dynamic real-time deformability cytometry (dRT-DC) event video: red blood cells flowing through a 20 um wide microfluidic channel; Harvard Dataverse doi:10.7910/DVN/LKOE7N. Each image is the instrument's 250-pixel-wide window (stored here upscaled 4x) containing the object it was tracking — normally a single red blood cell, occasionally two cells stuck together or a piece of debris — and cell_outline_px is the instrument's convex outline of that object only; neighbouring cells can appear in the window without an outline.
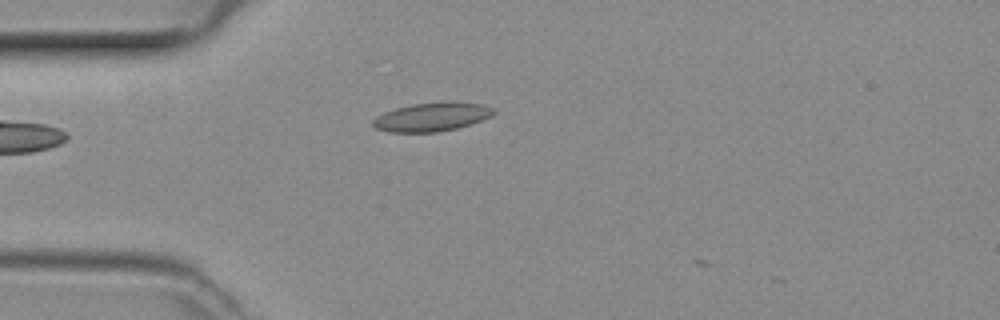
{"species": "common noctule bat (a hibernating species)", "species_latin": "Nyctalus noctula", "temperature_condition": "room temperature", "stored_images_in_passage": 7, "camera_frame_rate_fps": 3000, "um_per_image_px": 0.085, "animal": {"sex": "female", "body_mass_g": 29.2, "forearm_length_mm": 56.3}, "frame": {"image": 1, "passage_image": 6, "time_ms": 1.667, "image_size_px": [1000, 320], "cell_outline_px": [[496, 112], [492, 116], [456, 128], [436, 132], [388, 132], [376, 128], [372, 124], [372, 120], [376, 116], [384, 112], [396, 108], [412, 104], [448, 100], [484, 104], [492, 108]], "centroid_in_image_um": [36.7, 9.91], "position_along_channel_um": 48.3, "area_um2": 20.35}}